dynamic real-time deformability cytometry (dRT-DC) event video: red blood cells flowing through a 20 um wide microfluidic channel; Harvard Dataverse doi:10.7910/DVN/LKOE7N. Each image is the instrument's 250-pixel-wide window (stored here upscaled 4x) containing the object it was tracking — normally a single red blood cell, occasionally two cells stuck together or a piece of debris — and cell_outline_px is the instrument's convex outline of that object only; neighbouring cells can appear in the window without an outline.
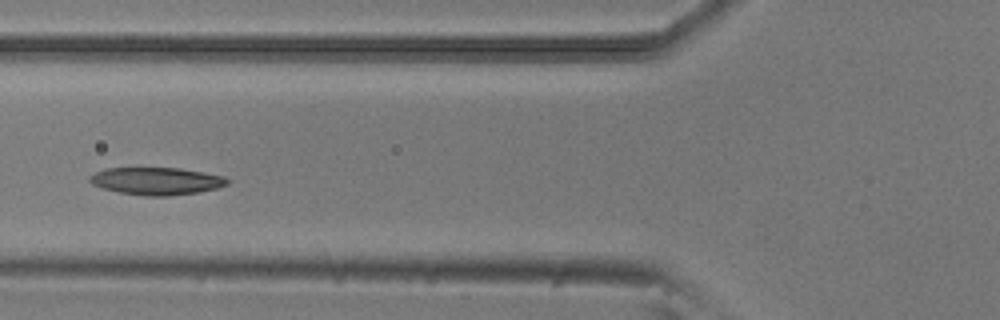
{"species": "common noctule bat (a hibernating species)", "species_latin": "Nyctalus noctula", "temperature_condition": "room temperature", "stored_images_in_passage": 3, "camera_frame_rate_fps": 3000, "um_per_image_px": 0.085, "animal": {"sex": "male", "body_mass_g": 20.5, "forearm_length_mm": 52.5}, "frame": {"image": 1, "passage_image": 2, "time_ms": 0.333, "image_size_px": [1000, 320], "cell_outline_px": [[232, 180], [228, 184], [216, 188], [200, 192], [168, 196], [144, 196], [120, 192], [104, 188], [92, 184], [88, 180], [88, 176], [104, 168], [180, 168], [204, 172], [224, 176]], "centroid_in_image_um": [13.33, 15.38], "position_along_channel_um": 112.5, "area_um2": 22.14}}
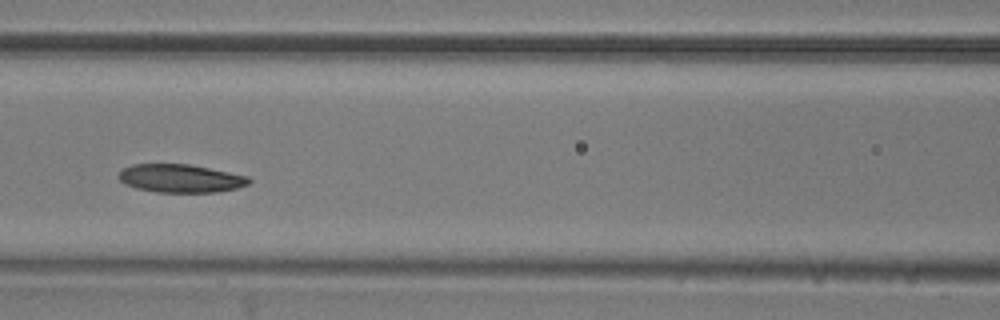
{"frame": {"image": 2, "passage_image": 3, "time_ms": 0.667, "image_size_px": [1000, 320], "cell_outline_px": [[252, 180], [248, 184], [236, 188], [216, 192], [156, 192], [136, 188], [124, 184], [120, 180], [120, 172], [124, 168], [132, 164], [188, 164], [248, 176]], "centroid_in_image_um": [15.34, 15.16], "position_along_channel_um": 151.3, "area_um2": 21.21}}